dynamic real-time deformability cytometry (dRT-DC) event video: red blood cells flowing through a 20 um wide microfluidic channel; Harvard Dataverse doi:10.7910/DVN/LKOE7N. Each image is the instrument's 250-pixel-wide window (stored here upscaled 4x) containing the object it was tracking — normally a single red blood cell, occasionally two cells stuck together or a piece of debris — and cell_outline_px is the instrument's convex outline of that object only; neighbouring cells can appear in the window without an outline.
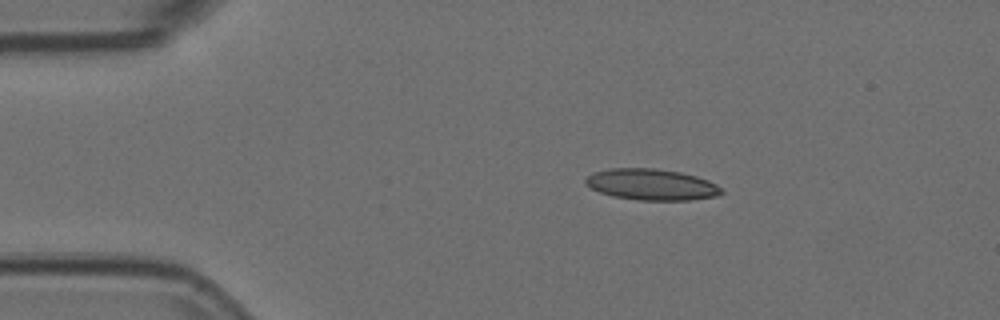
{"species": "Egyptian fruit bat (a non-hibernating species)", "species_latin": "Rousettus aegyptiacus", "temperature_condition": "room temperature", "stored_images_in_passage": 45, "camera_frame_rate_fps": 3000, "um_per_image_px": 0.085, "animal": {"sex": "female"}, "frame": {"image": 1, "passage_image": 1, "time_ms": 0.0, "image_size_px": [1000, 320], "cell_outline_px": [[724, 192], [720, 196], [688, 200], [636, 200], [612, 196], [600, 192], [592, 188], [584, 180], [592, 172], [612, 168], [656, 168], [680, 172], [696, 176], [708, 180], [716, 184]], "centroid_in_image_um": [55.4, 15.68], "position_along_channel_um": 29.6, "area_um2": 24.74}}
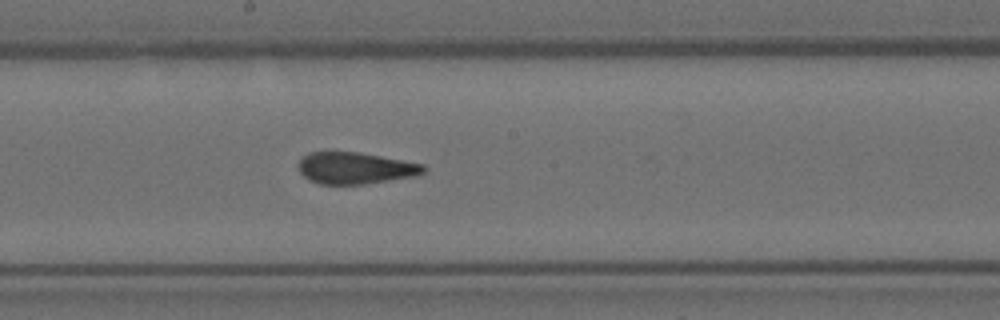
{"frame": {"image": 2, "passage_image": 20, "time_ms": 6.333, "image_size_px": [1000, 320], "cell_outline_px": [[428, 168], [420, 176], [364, 184], [320, 184], [308, 180], [300, 172], [300, 160], [308, 152], [356, 152], [380, 156], [424, 164]], "centroid_in_image_um": [30.26, 14.3], "position_along_channel_um": 217.9, "area_um2": 23.12}}
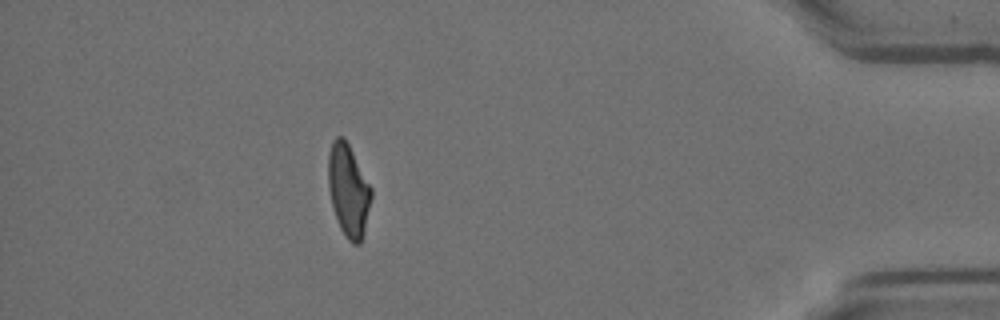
{"frame": {"image": 3, "passage_image": 39, "time_ms": 12.667, "image_size_px": [1000, 320], "cell_outline_px": [[372, 196], [364, 232], [360, 244], [352, 244], [348, 240], [340, 228], [332, 208], [328, 188], [328, 152], [332, 140], [336, 136], [344, 136], [372, 188]], "centroid_in_image_um": [29.6, 16.17], "position_along_channel_um": 405.6, "area_um2": 23.35}, "authors_computed_cell_mechanics": {"area_um2": 23.8714, "velocity_mm_per_s": 3.7652, "shape_relaxation_time_tau1_ms": null, "shape_relaxation_time_tau2_ms": 1.3701, "deformation_change_tau1": null, "deformation_change_tau2": 0.0842}}